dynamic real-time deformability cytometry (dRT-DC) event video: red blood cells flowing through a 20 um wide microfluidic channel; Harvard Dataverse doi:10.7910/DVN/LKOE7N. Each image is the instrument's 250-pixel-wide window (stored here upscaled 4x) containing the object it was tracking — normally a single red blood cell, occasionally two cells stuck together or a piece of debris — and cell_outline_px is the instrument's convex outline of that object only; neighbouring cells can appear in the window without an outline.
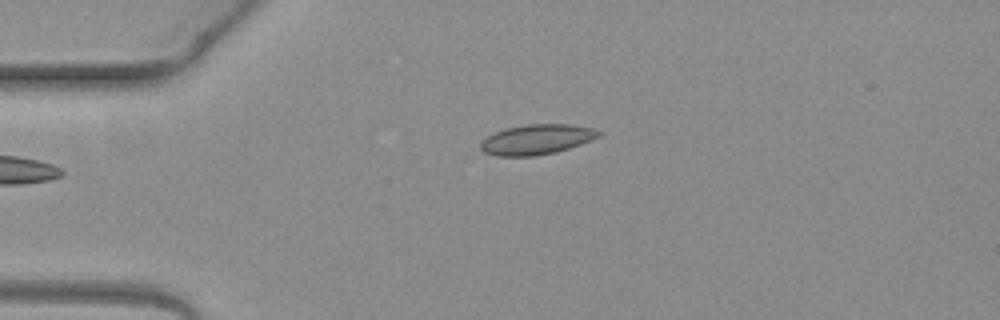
{"species": "common noctule bat (a hibernating species)", "species_latin": "Nyctalus noctula", "temperature_condition": "warm", "stored_images_in_passage": 6, "camera_frame_rate_fps": 3000, "um_per_image_px": 0.085, "animal": {"sex": "female", "body_mass_g": 19.3, "forearm_length_mm": 54.1}, "frame": {"image": 1, "passage_image": 6, "time_ms": 1.667, "image_size_px": [1000, 320], "cell_outline_px": [[604, 132], [600, 136], [592, 140], [556, 152], [536, 156], [496, 156], [484, 152], [480, 148], [480, 144], [488, 136], [496, 132], [508, 128], [524, 124], [572, 124], [596, 128]], "centroid_in_image_um": [45.68, 11.85], "position_along_channel_um": 39.3, "area_um2": 20.81}}